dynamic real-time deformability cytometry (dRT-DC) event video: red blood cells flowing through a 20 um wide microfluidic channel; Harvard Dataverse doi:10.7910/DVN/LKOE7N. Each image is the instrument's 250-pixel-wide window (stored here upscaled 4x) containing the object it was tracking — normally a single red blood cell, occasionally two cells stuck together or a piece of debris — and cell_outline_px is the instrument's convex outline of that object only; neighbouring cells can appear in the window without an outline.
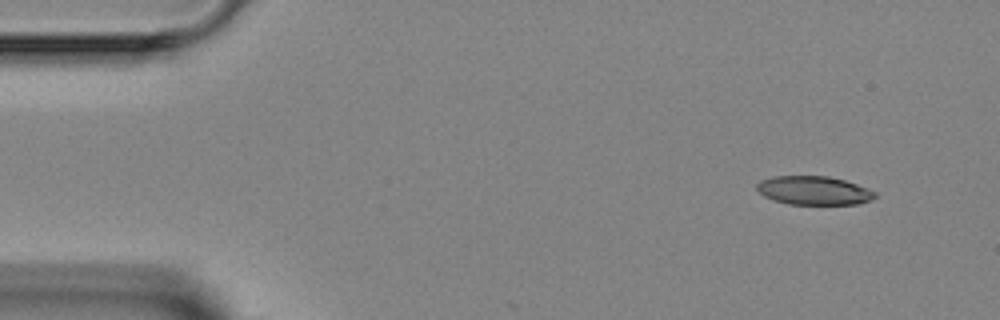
{"species": "Egyptian fruit bat (a non-hibernating species)", "species_latin": "Rousettus aegyptiacus", "temperature_condition": "room temperature", "stored_images_in_passage": 5, "segment_of_instrument_passage": [2, 2], "camera_frame_rate_fps": 3000, "um_per_image_px": 0.085, "animal": {"sex": "female"}, "frame": {"image": 1, "passage_image": 5, "time_ms": 5.667, "image_size_px": [1000, 320], "cell_outline_px": [[876, 196], [872, 200], [860, 204], [788, 204], [764, 196], [756, 188], [756, 184], [760, 180], [772, 176], [828, 176], [844, 180], [856, 184], [876, 192]], "centroid_in_image_um": [69.18, 16.19], "position_along_channel_um": 15.8, "area_um2": 19.71}}